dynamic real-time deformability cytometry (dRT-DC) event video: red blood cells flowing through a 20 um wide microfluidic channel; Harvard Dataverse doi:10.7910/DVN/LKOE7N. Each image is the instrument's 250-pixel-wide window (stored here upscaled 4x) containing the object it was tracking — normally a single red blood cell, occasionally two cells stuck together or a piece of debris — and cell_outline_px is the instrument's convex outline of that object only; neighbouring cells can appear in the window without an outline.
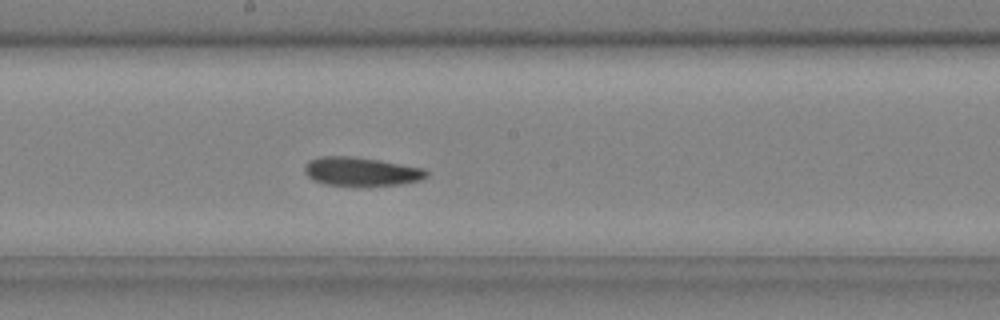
{"species": "common noctule bat (a hibernating species)", "species_latin": "Nyctalus noctula", "temperature_condition": "cold", "stored_images_in_passage": 25, "camera_frame_rate_fps": 3000, "um_per_image_px": 0.085, "animal": {"sex": "male", "body_mass_g": 20.4}, "frame": {"image": 1, "passage_image": 11, "time_ms": 3.333, "image_size_px": [1000, 320], "cell_outline_px": [[428, 176], [420, 180], [400, 184], [324, 184], [308, 176], [304, 172], [304, 164], [308, 160], [320, 156], [352, 156], [380, 160], [424, 168], [428, 172]], "centroid_in_image_um": [30.69, 14.54], "position_along_channel_um": 217.5, "area_um2": 20.0}}
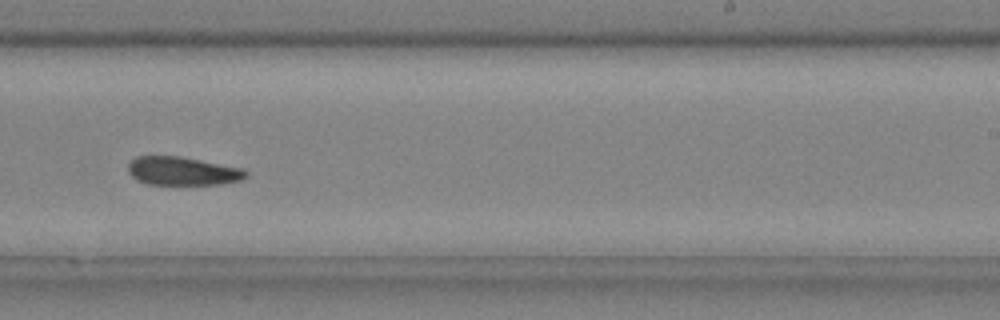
{"frame": {"image": 2, "passage_image": 15, "time_ms": 4.667, "image_size_px": [1000, 320], "cell_outline_px": [[248, 176], [240, 180], [220, 184], [148, 184], [136, 180], [128, 172], [128, 164], [136, 156], [180, 156], [244, 168], [248, 172]], "centroid_in_image_um": [15.53, 14.53], "position_along_channel_um": 273.5, "area_um2": 19.59}}